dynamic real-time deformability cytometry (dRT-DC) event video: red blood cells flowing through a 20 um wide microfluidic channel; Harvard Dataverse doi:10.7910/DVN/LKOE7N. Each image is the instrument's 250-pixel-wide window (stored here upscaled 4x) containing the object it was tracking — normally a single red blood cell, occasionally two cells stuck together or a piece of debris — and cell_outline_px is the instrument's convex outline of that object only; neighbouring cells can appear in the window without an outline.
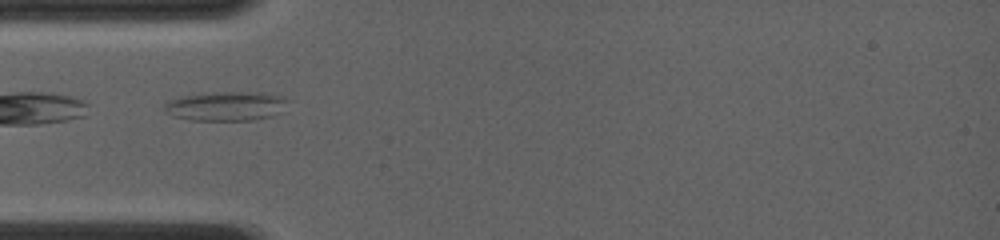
{"species": "common noctule bat (a hibernating species)", "species_latin": "Nyctalus noctula", "temperature_condition": "room temperature", "stored_images_in_passage": 42, "camera_frame_rate_fps": 4000, "um_per_image_px": 0.085, "animal": {"sex": "female", "body_mass_g": 19.0, "forearm_length_mm": 56.7}, "frame": {"image": 1, "passage_image": 2, "time_ms": 0.25, "image_size_px": [1000, 240], "cell_outline_px": [[288, 100], [280, 112], [272, 116], [252, 120], [192, 120], [172, 116], [164, 112], [164, 104], [168, 100], [184, 96], [220, 92], [260, 92], [284, 96]], "centroid_in_image_um": [19.2, 9.02], "position_along_channel_um": 65.8, "area_um2": 20.98}}
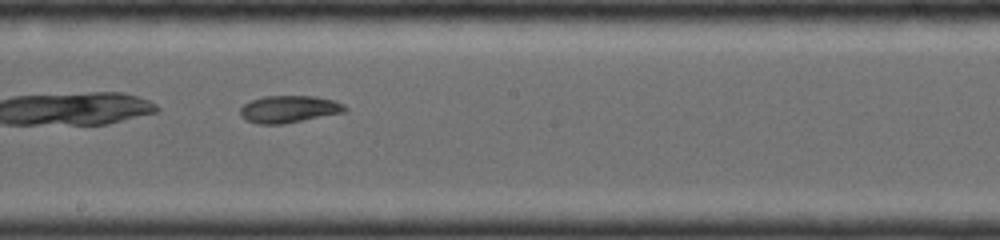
{"frame": {"image": 2, "passage_image": 17, "time_ms": 4.0, "image_size_px": [1000, 240], "cell_outline_px": [[348, 112], [284, 124], [256, 124], [244, 120], [240, 116], [240, 108], [244, 104], [252, 100], [264, 96], [316, 96], [336, 100], [344, 104], [348, 108]], "centroid_in_image_um": [24.6, 9.28], "position_along_channel_um": 223.6, "area_um2": 16.99}}
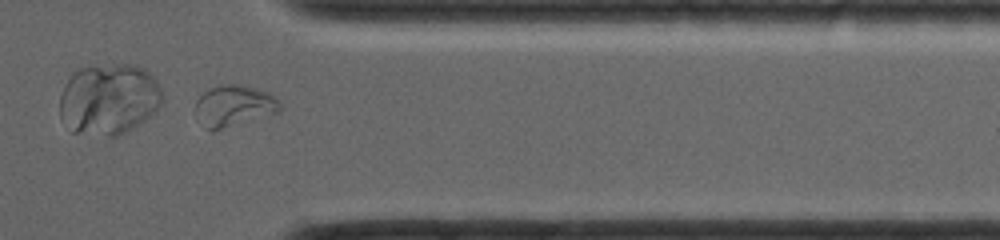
{"frame": {"image": 3, "passage_image": 33, "time_ms": 8.0, "image_size_px": [1000, 240], "cell_outline_px": [[284, 108], [280, 112], [212, 132], [204, 128], [196, 120], [196, 100], [204, 92], [220, 84], [236, 84], [256, 88], [268, 92], [276, 96]], "centroid_in_image_um": [19.9, 9.02], "position_along_channel_um": 391.5, "area_um2": 20.81}, "authors_computed_cell_mechanics": {"area_um2": 16.8776, "velocity_mm_per_s": 4.2123, "shape_relaxation_time_tau1_ms": null, "shape_relaxation_time_tau2_ms": 3.2535, "deformation_change_tau1": null, "deformation_change_tau2": 0.0771}}